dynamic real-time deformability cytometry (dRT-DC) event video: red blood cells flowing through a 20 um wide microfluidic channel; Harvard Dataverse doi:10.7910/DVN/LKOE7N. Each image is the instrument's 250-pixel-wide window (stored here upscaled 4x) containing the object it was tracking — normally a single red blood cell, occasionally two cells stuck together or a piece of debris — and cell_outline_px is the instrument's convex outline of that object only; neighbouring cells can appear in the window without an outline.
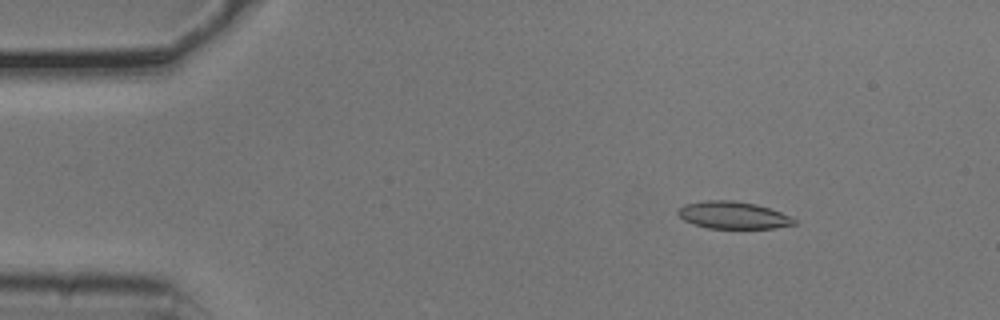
{"species": "common noctule bat (a hibernating species)", "species_latin": "Nyctalus noctula", "temperature_condition": "cold", "stored_images_in_passage": 26, "camera_frame_rate_fps": 3000, "um_per_image_px": 0.085, "animal": {"sex": "male", "body_mass_g": 20.5, "forearm_length_mm": 52.5}, "frame": {"image": 1, "passage_image": 2, "time_ms": 0.333, "image_size_px": [1000, 320], "cell_outline_px": [[796, 224], [772, 228], [708, 228], [692, 224], [684, 220], [676, 212], [684, 204], [708, 200], [732, 200], [756, 204], [780, 212], [796, 220]], "centroid_in_image_um": [62.28, 18.29], "position_along_channel_um": 22.7, "area_um2": 18.26}}